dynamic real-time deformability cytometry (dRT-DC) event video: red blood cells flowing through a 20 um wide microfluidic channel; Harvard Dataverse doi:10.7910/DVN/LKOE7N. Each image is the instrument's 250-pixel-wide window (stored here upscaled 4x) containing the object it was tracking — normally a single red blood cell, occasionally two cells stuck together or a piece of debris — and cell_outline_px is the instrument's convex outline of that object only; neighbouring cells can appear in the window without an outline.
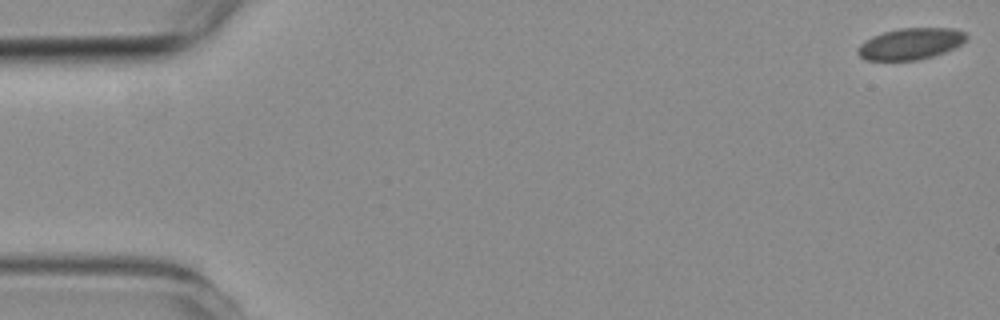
{"species": "common noctule bat (a hibernating species)", "species_latin": "Nyctalus noctula", "temperature_condition": "room temperature", "stored_images_in_passage": 6, "camera_frame_rate_fps": 3000, "um_per_image_px": 0.085, "animal": {"sex": "female", "body_mass_g": 19.3, "forearm_length_mm": 54.1}, "frame": {"image": 1, "passage_image": 1, "time_ms": 0.0, "image_size_px": [1000, 320], "cell_outline_px": [[968, 40], [944, 52], [932, 56], [916, 60], [864, 60], [856, 52], [860, 44], [872, 36], [884, 32], [900, 28], [952, 28], [964, 32], [968, 36]], "centroid_in_image_um": [77.39, 3.72], "position_along_channel_um": 7.6, "area_um2": 19.77}}
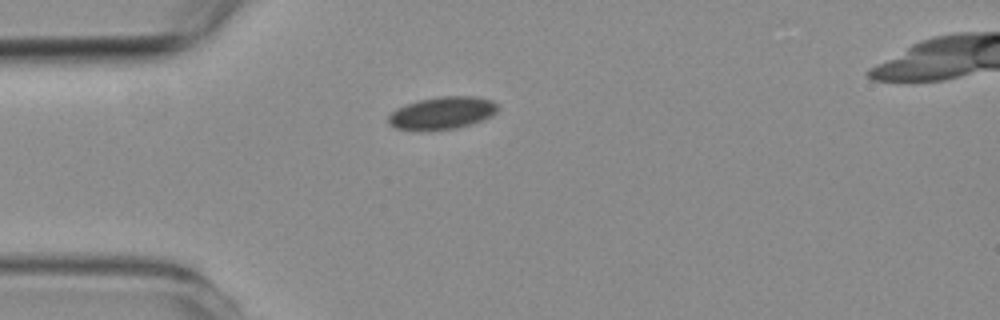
{"frame": {"image": 2, "passage_image": 5, "time_ms": 4.667, "image_size_px": [1000, 320], "cell_outline_px": [[496, 112], [492, 116], [456, 128], [396, 128], [388, 124], [388, 116], [396, 108], [420, 100], [440, 96], [472, 96], [492, 100], [496, 104]], "centroid_in_image_um": [37.59, 9.56], "position_along_channel_um": 47.4, "area_um2": 19.83}}